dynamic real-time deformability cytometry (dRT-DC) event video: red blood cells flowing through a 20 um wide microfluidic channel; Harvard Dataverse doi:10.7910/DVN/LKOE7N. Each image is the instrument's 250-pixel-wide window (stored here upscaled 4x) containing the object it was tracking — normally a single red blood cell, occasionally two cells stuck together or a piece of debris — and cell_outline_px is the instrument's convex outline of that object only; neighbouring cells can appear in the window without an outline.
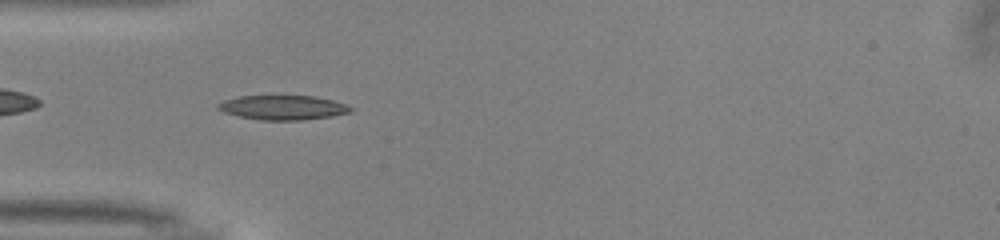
{"species": "common noctule bat (a hibernating species)", "species_latin": "Nyctalus noctula", "temperature_condition": "warm", "stored_images_in_passage": 37, "camera_frame_rate_fps": 3000, "um_per_image_px": 0.085, "animal": {"sex": "male", "body_mass_g": 13.0, "forearm_length_mm": 53.1}, "frame": {"image": 1, "passage_image": 3, "time_ms": 0.667, "image_size_px": [1000, 240], "cell_outline_px": [[356, 108], [352, 112], [332, 116], [300, 120], [260, 120], [240, 116], [224, 112], [216, 108], [216, 104], [224, 100], [240, 96], [312, 96], [332, 100], [348, 104]], "centroid_in_image_um": [24.09, 9.14], "position_along_channel_um": 60.9, "area_um2": 18.96}}
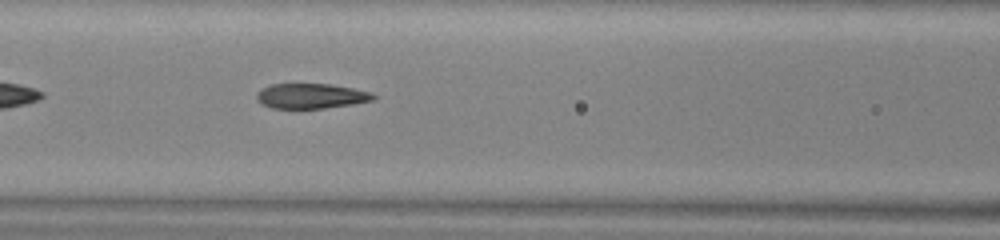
{"frame": {"image": 2, "passage_image": 9, "time_ms": 2.667, "image_size_px": [1000, 240], "cell_outline_px": [[376, 100], [352, 104], [324, 108], [272, 108], [256, 100], [256, 96], [264, 88], [272, 84], [328, 84], [352, 88], [372, 92], [376, 96]], "centroid_in_image_um": [26.49, 8.16], "position_along_channel_um": 140.1, "area_um2": 16.82}}
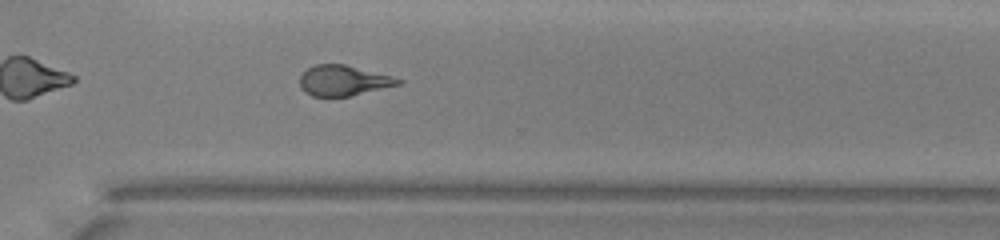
{"frame": {"image": 3, "passage_image": 24, "time_ms": 7.667, "image_size_px": [1000, 240], "cell_outline_px": [[404, 80], [400, 84], [348, 96], [312, 96], [304, 92], [300, 88], [300, 76], [308, 68], [316, 64], [344, 64], [392, 76]], "centroid_in_image_um": [29.16, 6.84], "position_along_channel_um": 341.4, "area_um2": 17.22}, "authors_computed_cell_mechanics": {"area_um2": 18.2648, "velocity_mm_per_s": 4.0249, "shape_relaxation_time_tau1_ms": 4.9512, "shape_relaxation_time_tau2_ms": 1.5573, "deformation_change_tau1": 0.1966, "deformation_change_tau2": 0.1137}}